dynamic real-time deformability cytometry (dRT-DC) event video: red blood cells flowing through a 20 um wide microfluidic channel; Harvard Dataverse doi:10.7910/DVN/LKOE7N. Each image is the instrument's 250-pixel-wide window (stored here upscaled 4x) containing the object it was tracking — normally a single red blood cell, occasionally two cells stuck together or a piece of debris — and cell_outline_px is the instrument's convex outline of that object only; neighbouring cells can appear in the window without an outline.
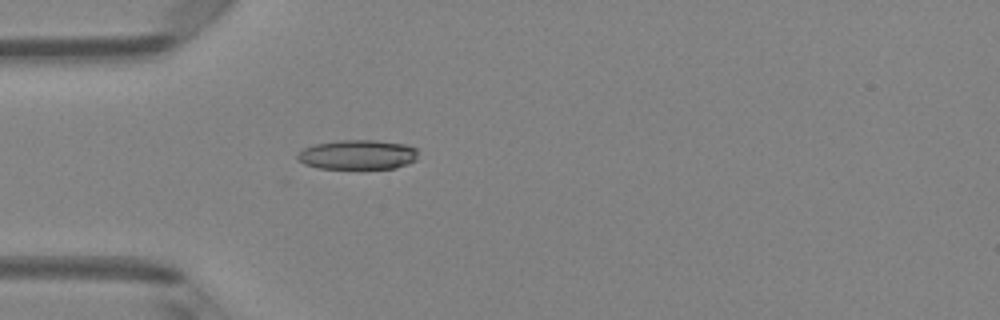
{"species": "Egyptian fruit bat (a non-hibernating species)", "species_latin": "Rousettus aegyptiacus", "temperature_condition": "room temperature", "stored_images_in_passage": 2, "camera_frame_rate_fps": 3000, "um_per_image_px": 0.085, "animal": {"sex": "female"}, "frame": {"image": 1, "passage_image": 2, "time_ms": 0.333, "image_size_px": [1000, 320], "cell_outline_px": [[416, 160], [408, 164], [396, 168], [320, 168], [304, 164], [296, 160], [296, 156], [304, 148], [316, 144], [340, 140], [372, 140], [404, 144], [416, 148]], "centroid_in_image_um": [30.39, 13.15], "position_along_channel_um": 54.6, "area_um2": 20.63}}